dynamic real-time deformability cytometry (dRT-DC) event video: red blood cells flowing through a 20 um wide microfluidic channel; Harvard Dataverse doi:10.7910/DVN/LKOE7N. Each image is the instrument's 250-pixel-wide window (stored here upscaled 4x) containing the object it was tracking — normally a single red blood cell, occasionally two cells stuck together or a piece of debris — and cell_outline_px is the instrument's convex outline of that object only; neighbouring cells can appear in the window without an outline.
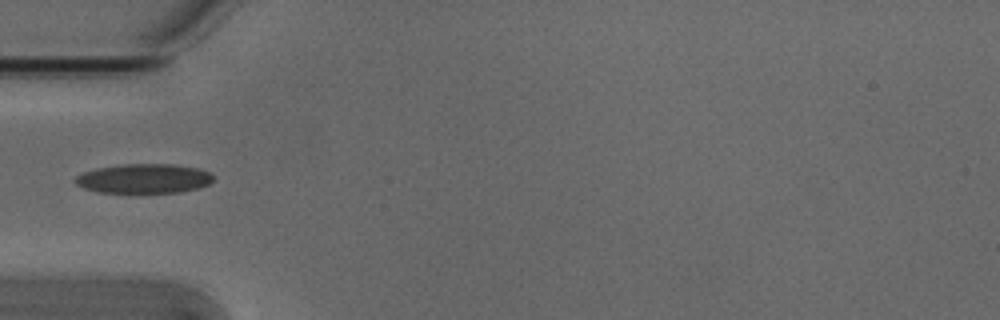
{"species": "Egyptian fruit bat (a non-hibernating species)", "species_latin": "Rousettus aegyptiacus", "temperature_condition": "cold", "stored_images_in_passage": 1, "camera_frame_rate_fps": 3000, "um_per_image_px": 0.085, "animal": {"sex": "male"}, "frame": {"image": 1, "passage_image": 1, "time_ms": 0.0, "image_size_px": [1000, 320], "cell_outline_px": [[212, 180], [208, 184], [200, 188], [180, 192], [136, 196], [100, 192], [84, 188], [76, 184], [72, 180], [76, 176], [84, 172], [96, 168], [124, 164], [172, 164], [200, 168], [208, 172], [212, 176]], "centroid_in_image_um": [12.2, 15.23], "position_along_channel_um": 72.8, "area_um2": 24.74}}